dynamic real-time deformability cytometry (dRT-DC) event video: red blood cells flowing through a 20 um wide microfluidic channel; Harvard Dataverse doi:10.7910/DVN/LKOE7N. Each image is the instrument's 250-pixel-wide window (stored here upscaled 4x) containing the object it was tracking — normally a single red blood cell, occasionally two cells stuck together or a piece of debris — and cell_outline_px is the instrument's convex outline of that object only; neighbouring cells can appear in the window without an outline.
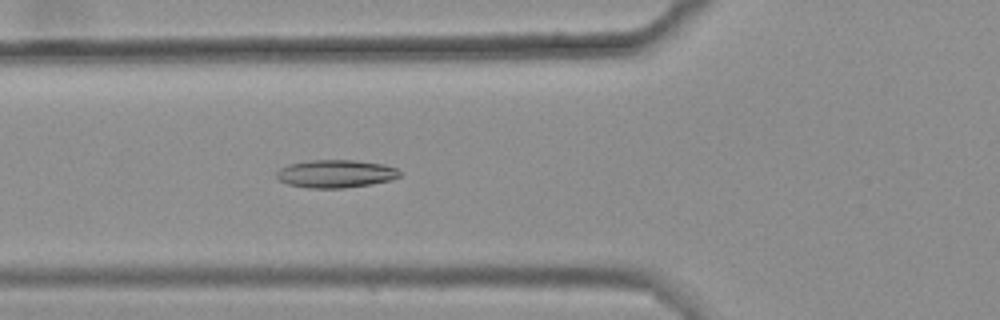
{"species": "common noctule bat (a hibernating species)", "species_latin": "Nyctalus noctula", "temperature_condition": "warm", "stored_images_in_passage": 47, "camera_frame_rate_fps": 3000, "um_per_image_px": 0.085, "animal": {"sex": "female", "body_mass_g": 25.1}, "frame": {"image": 1, "passage_image": 20, "time_ms": 6.333, "image_size_px": [1000, 320], "cell_outline_px": [[400, 176], [392, 180], [372, 184], [344, 188], [308, 188], [288, 184], [276, 180], [276, 172], [280, 168], [288, 164], [312, 160], [352, 160], [384, 164], [396, 168], [400, 172]], "centroid_in_image_um": [28.51, 14.77], "position_along_channel_um": 97.3, "area_um2": 20.17}}
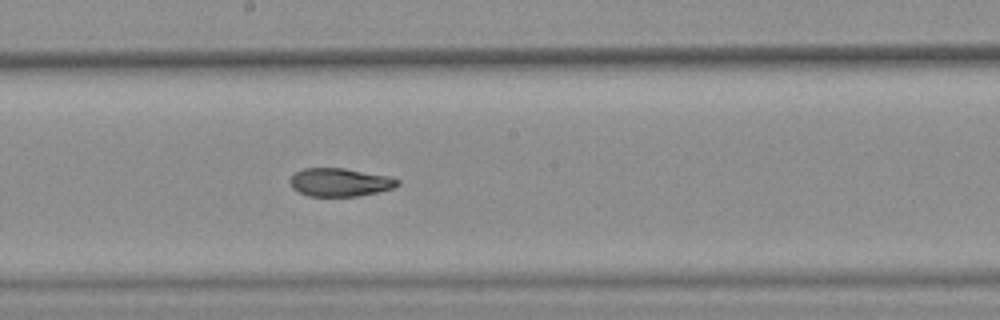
{"frame": {"image": 2, "passage_image": 30, "time_ms": 9.667, "image_size_px": [1000, 320], "cell_outline_px": [[400, 184], [392, 188], [376, 192], [356, 196], [308, 196], [292, 188], [288, 180], [296, 172], [304, 168], [344, 168], [388, 176], [400, 180]], "centroid_in_image_um": [28.87, 15.49], "position_along_channel_um": 219.3, "area_um2": 17.57}}
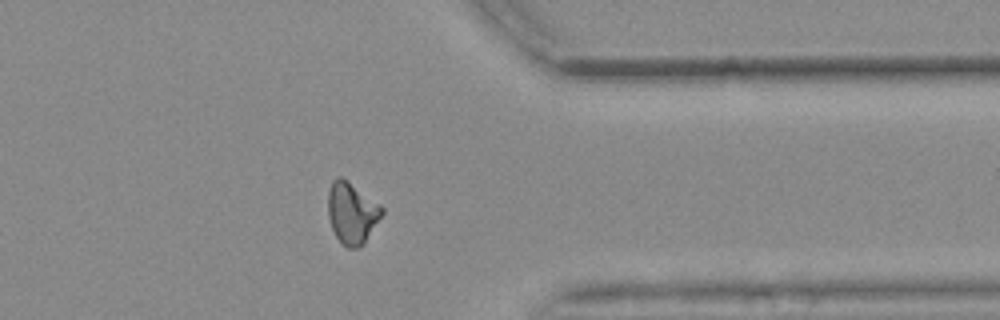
{"frame": {"image": 3, "passage_image": 44, "time_ms": 14.333, "image_size_px": [1000, 320], "cell_outline_px": [[384, 212], [364, 244], [360, 248], [348, 248], [336, 236], [332, 228], [328, 216], [328, 192], [332, 180], [336, 176], [340, 176], [380, 204], [384, 208]], "centroid_in_image_um": [29.91, 18.11], "position_along_channel_um": 381.5, "area_um2": 19.19}, "authors_computed_cell_mechanics": {"area_um2": 19.0162, "velocity_mm_per_s": 3.6577, "shape_relaxation_time_tau1_ms": null, "shape_relaxation_time_tau2_ms": 2.4371, "deformation_change_tau1": null, "deformation_change_tau2": 0.0753}}